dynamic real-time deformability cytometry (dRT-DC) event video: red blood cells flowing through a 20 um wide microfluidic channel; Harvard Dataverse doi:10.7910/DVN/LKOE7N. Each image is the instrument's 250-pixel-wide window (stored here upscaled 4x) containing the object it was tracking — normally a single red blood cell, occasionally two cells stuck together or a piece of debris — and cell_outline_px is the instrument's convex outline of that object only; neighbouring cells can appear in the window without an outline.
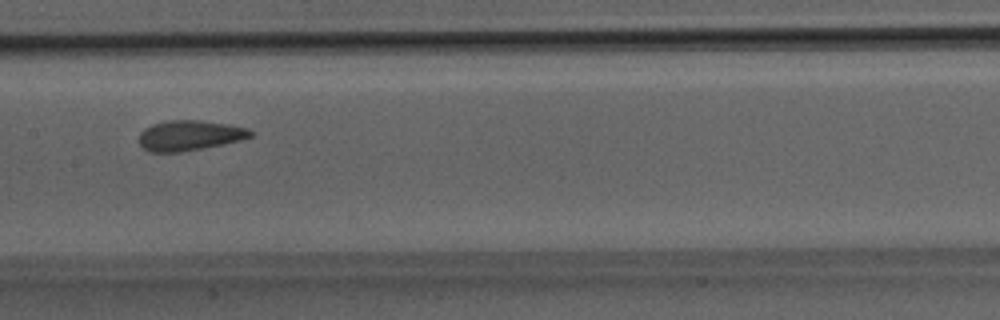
{"species": "Egyptian fruit bat (a non-hibernating species)", "species_latin": "Rousettus aegyptiacus", "temperature_condition": "room temperature", "stored_images_in_passage": 29, "segment_of_instrument_passage": [1, 2], "camera_frame_rate_fps": 3000, "um_per_image_px": 0.085, "animal": {"sex": "male"}, "frame": {"image": 1, "passage_image": 10, "time_ms": 3.0, "image_size_px": [1000, 320], "cell_outline_px": [[252, 136], [240, 140], [204, 148], [180, 152], [152, 152], [144, 148], [140, 144], [140, 132], [144, 128], [152, 124], [168, 120], [200, 120], [228, 124], [248, 128], [252, 132]], "centroid_in_image_um": [16.11, 11.5], "position_along_channel_um": 191.3, "area_um2": 19.54}}
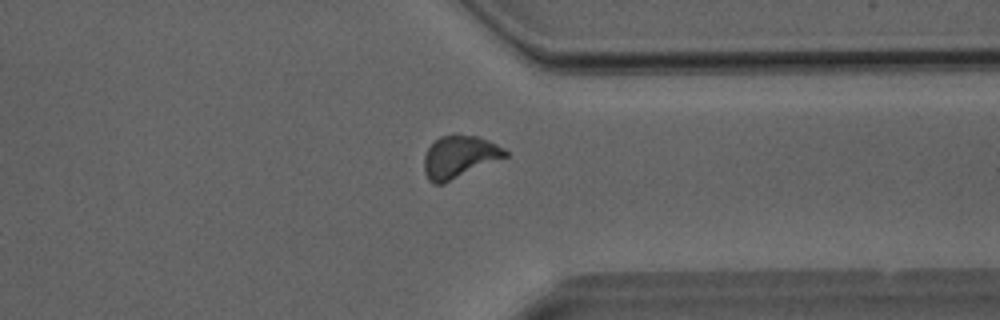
{"frame": {"image": 2, "passage_image": 20, "time_ms": 6.333, "image_size_px": [1000, 320], "cell_outline_px": [[508, 156], [444, 184], [432, 184], [428, 180], [424, 172], [424, 156], [428, 148], [440, 136], [456, 132], [476, 136], [488, 140], [504, 148], [508, 152]], "centroid_in_image_um": [39.03, 13.32], "position_along_channel_um": 372.4, "area_um2": 20.4}}
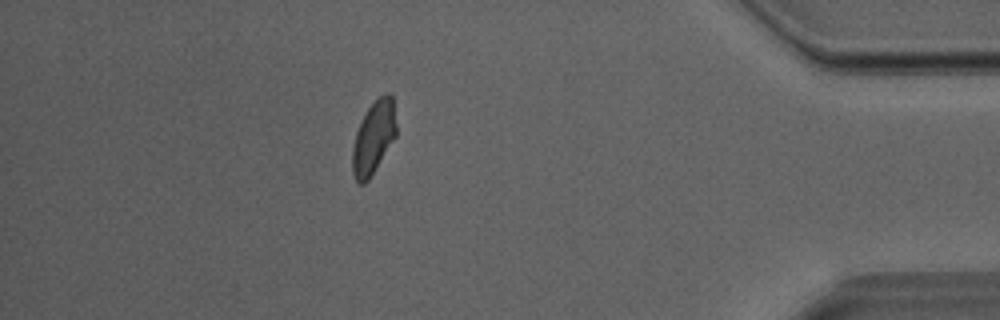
{"frame": {"image": 3, "passage_image": 24, "time_ms": 7.667, "image_size_px": [1000, 320], "cell_outline_px": [[396, 136], [368, 180], [364, 184], [356, 184], [352, 172], [352, 148], [356, 132], [368, 108], [380, 96], [388, 92], [392, 92], [396, 124]], "centroid_in_image_um": [31.75, 11.71], "position_along_channel_um": 403.5, "area_um2": 18.5}}